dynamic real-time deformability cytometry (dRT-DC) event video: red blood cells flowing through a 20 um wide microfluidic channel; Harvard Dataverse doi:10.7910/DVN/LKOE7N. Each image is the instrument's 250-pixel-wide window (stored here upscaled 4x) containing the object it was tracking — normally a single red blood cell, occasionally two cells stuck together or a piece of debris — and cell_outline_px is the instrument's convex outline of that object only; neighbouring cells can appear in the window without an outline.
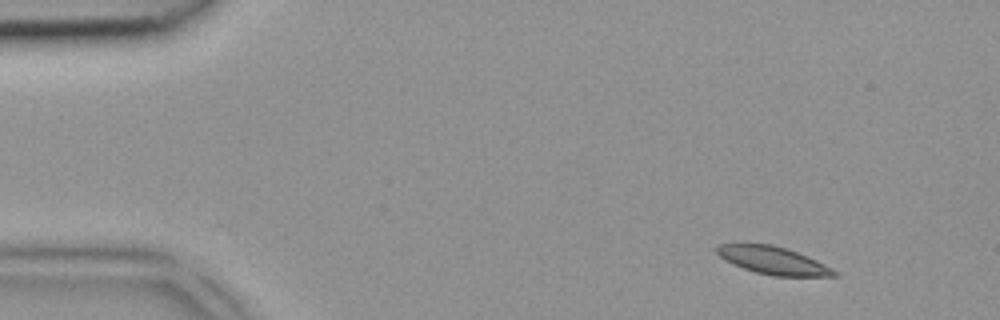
{"species": "common noctule bat (a hibernating species)", "species_latin": "Nyctalus noctula", "temperature_condition": "room temperature", "stored_images_in_passage": 4, "camera_frame_rate_fps": 3000, "um_per_image_px": 0.085, "animal": {"sex": "female", "body_mass_g": 18.4}, "frame": {"image": 1, "passage_image": 1, "time_ms": 0.0, "image_size_px": [1000, 320], "cell_outline_px": [[840, 276], [772, 276], [756, 272], [744, 268], [724, 260], [716, 252], [716, 244], [772, 244], [808, 256], [832, 268]], "centroid_in_image_um": [65.71, 22.14], "position_along_channel_um": 19.3, "area_um2": 18.73}}
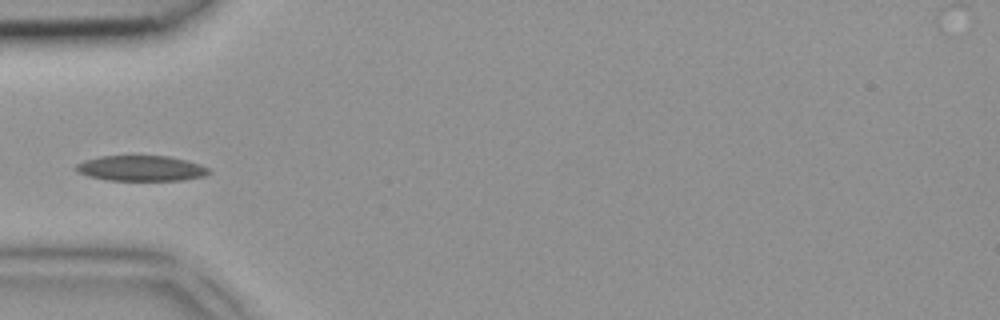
{"frame": {"image": 2, "passage_image": 4, "time_ms": 1.0, "image_size_px": [1000, 320], "cell_outline_px": [[212, 172], [204, 176], [184, 180], [108, 180], [88, 176], [76, 172], [72, 168], [76, 164], [84, 160], [100, 156], [168, 156], [188, 160], [212, 168]], "centroid_in_image_um": [12.01, 14.3], "position_along_channel_um": 73.0, "area_um2": 20.0}}